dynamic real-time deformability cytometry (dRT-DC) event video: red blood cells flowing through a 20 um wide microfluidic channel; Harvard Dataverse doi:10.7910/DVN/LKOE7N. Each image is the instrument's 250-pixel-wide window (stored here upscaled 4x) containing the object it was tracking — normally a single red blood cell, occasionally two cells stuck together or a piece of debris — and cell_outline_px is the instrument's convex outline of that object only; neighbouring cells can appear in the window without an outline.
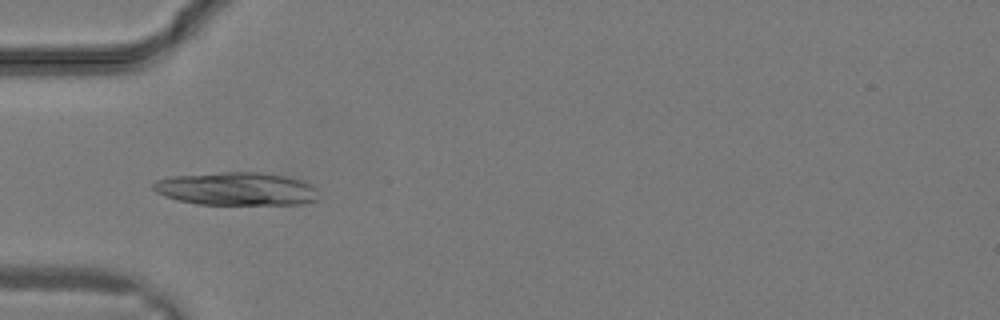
{"species": "common noctule bat (a hibernating species)", "species_latin": "Nyctalus noctula", "temperature_condition": "warm", "stored_images_in_passage": 18, "camera_frame_rate_fps": 3000, "um_per_image_px": 0.085, "animal": {"sex": "male", "body_mass_g": 19.2, "forearm_length_mm": 51.8}, "frame": {"image": 1, "passage_image": 9, "time_ms": 2.667, "image_size_px": [1000, 320], "cell_outline_px": [[316, 200], [304, 204], [196, 204], [176, 200], [164, 196], [156, 192], [152, 188], [152, 184], [156, 180], [172, 176], [224, 172], [260, 172], [288, 176], [304, 180], [312, 184], [316, 188]], "centroid_in_image_um": [20.1, 16.04], "position_along_channel_um": 64.9, "area_um2": 32.14}}
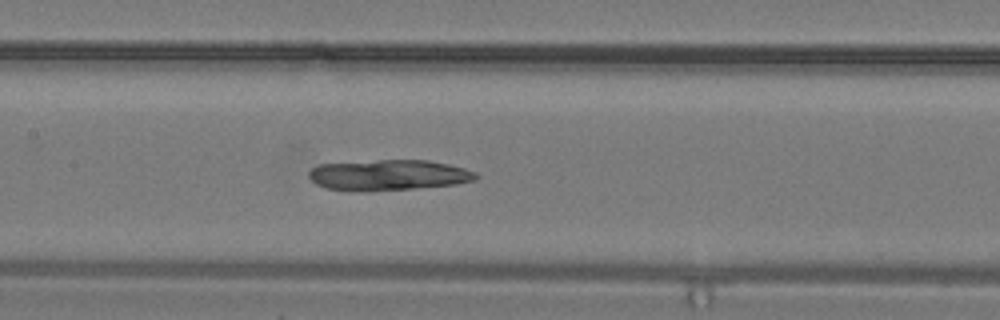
{"frame": {"image": 2, "passage_image": 14, "time_ms": 4.333, "image_size_px": [1000, 320], "cell_outline_px": [[480, 176], [476, 180], [456, 184], [368, 192], [352, 192], [324, 188], [316, 184], [308, 176], [308, 172], [316, 164], [380, 160], [428, 160], [448, 164], [464, 168], [476, 172]], "centroid_in_image_um": [32.98, 14.89], "position_along_channel_um": 174.4, "area_um2": 30.29}}
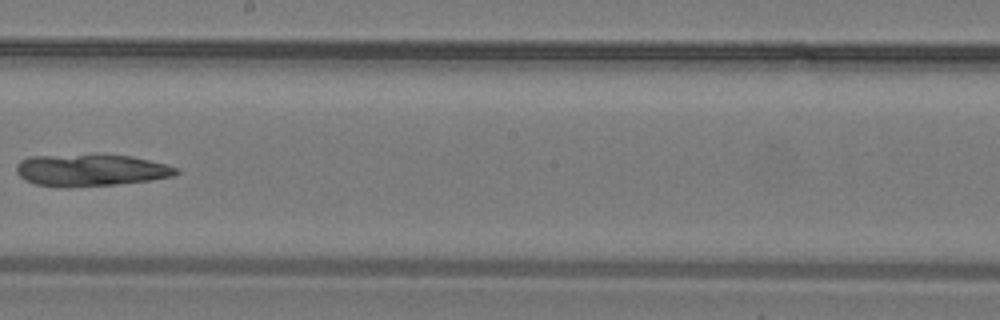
{"frame": {"image": 3, "passage_image": 17, "time_ms": 5.333, "image_size_px": [1000, 320], "cell_outline_px": [[180, 172], [172, 176], [152, 180], [116, 184], [68, 188], [56, 188], [36, 184], [24, 180], [16, 172], [16, 164], [20, 160], [28, 156], [96, 152], [132, 156], [168, 164], [180, 168]], "centroid_in_image_um": [7.69, 14.43], "position_along_channel_um": 240.5, "area_um2": 31.21}}